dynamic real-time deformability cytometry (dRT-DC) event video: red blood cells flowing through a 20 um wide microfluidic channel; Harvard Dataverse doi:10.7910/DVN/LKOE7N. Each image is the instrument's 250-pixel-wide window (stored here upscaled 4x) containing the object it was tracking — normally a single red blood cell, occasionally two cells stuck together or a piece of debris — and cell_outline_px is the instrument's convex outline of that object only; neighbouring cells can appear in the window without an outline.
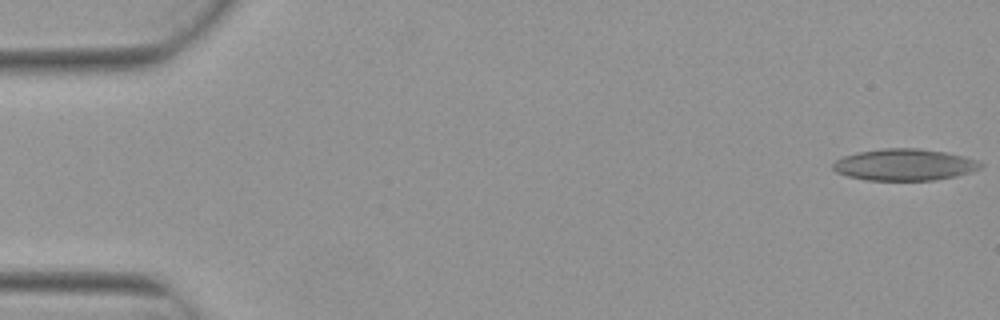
{"species": "Egyptian fruit bat (a non-hibernating species)", "species_latin": "Rousettus aegyptiacus", "temperature_condition": "warm", "stored_images_in_passage": 4, "camera_frame_rate_fps": 3000, "um_per_image_px": 0.085, "animal": {"sex": "female"}, "frame": {"image": 1, "passage_image": 1, "time_ms": 0.0, "image_size_px": [1000, 320], "cell_outline_px": [[984, 164], [980, 168], [972, 172], [956, 176], [936, 180], [868, 180], [848, 176], [836, 172], [832, 168], [832, 164], [836, 160], [844, 156], [860, 152], [884, 148], [920, 148], [944, 152], [976, 160]], "centroid_in_image_um": [76.88, 14.0], "position_along_channel_um": 8.1, "area_um2": 27.05}}
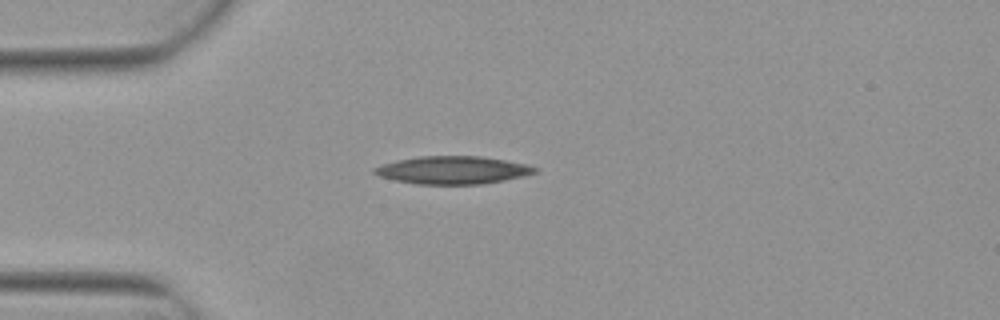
{"frame": {"image": 2, "passage_image": 4, "time_ms": 1.0, "image_size_px": [1000, 320], "cell_outline_px": [[540, 168], [536, 172], [504, 180], [484, 184], [416, 184], [396, 180], [380, 176], [372, 172], [372, 168], [396, 160], [420, 156], [480, 156], [504, 160], [524, 164]], "centroid_in_image_um": [38.46, 14.45], "position_along_channel_um": 46.5, "area_um2": 25.78}}